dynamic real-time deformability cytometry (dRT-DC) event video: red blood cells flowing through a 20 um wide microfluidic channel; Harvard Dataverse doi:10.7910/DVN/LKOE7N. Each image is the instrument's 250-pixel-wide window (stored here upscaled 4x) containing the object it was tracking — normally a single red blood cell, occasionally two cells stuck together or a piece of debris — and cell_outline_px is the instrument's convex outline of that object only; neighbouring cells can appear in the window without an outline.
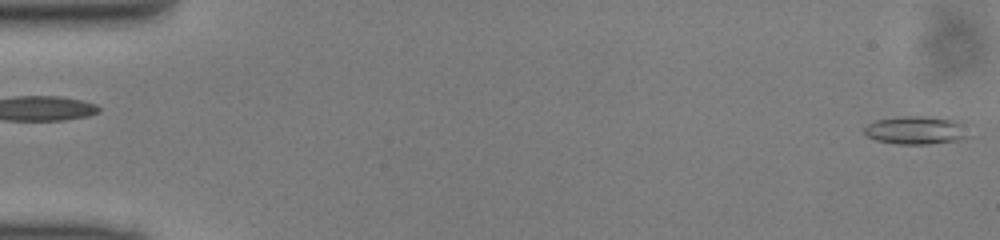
{"species": "common noctule bat (a hibernating species)", "species_latin": "Nyctalus noctula", "temperature_condition": "cold", "stored_images_in_passage": 47, "camera_frame_rate_fps": 3000, "um_per_image_px": 0.085, "animal": {"sex": "male", "body_mass_g": 13.0, "forearm_length_mm": 53.1}, "frame": {"image": 1, "passage_image": 1, "time_ms": 0.0, "image_size_px": [1000, 240], "cell_outline_px": [[972, 136], [964, 140], [928, 144], [896, 144], [876, 140], [868, 136], [864, 132], [864, 128], [868, 124], [876, 120], [904, 116], [924, 116], [960, 120], [964, 124]], "centroid_in_image_um": [77.96, 11.07], "position_along_channel_um": 7.0, "area_um2": 17.51}}
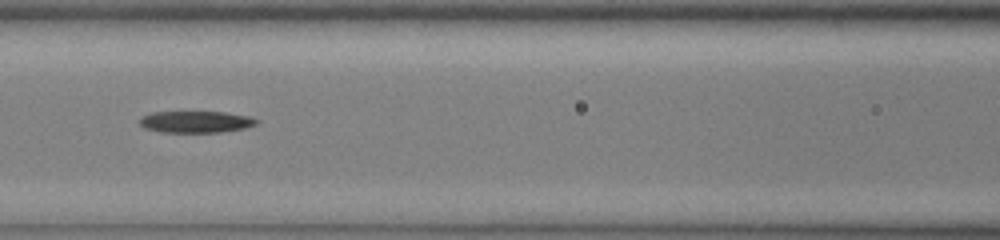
{"frame": {"image": 2, "passage_image": 22, "time_ms": 7.0, "image_size_px": [1000, 240], "cell_outline_px": [[260, 120], [256, 124], [244, 128], [220, 132], [160, 132], [144, 128], [140, 124], [140, 116], [152, 112], [224, 112], [248, 116]], "centroid_in_image_um": [16.62, 10.35], "position_along_channel_um": 150.0, "area_um2": 14.74}}
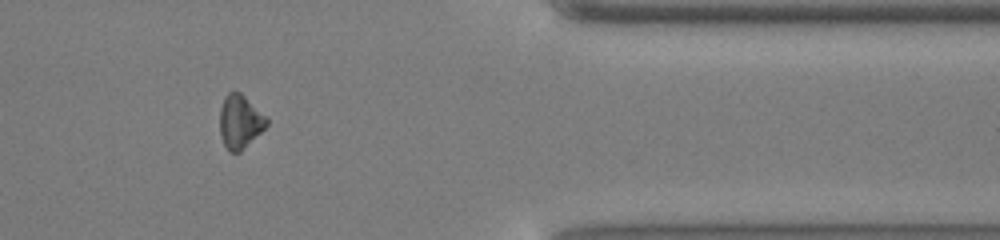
{"frame": {"image": 3, "passage_image": 41, "time_ms": 13.333, "image_size_px": [1000, 240], "cell_outline_px": [[268, 124], [240, 152], [228, 152], [220, 136], [220, 108], [224, 96], [228, 92], [240, 92], [268, 116]], "centroid_in_image_um": [20.4, 10.32], "position_along_channel_um": 391.0, "area_um2": 14.74}}